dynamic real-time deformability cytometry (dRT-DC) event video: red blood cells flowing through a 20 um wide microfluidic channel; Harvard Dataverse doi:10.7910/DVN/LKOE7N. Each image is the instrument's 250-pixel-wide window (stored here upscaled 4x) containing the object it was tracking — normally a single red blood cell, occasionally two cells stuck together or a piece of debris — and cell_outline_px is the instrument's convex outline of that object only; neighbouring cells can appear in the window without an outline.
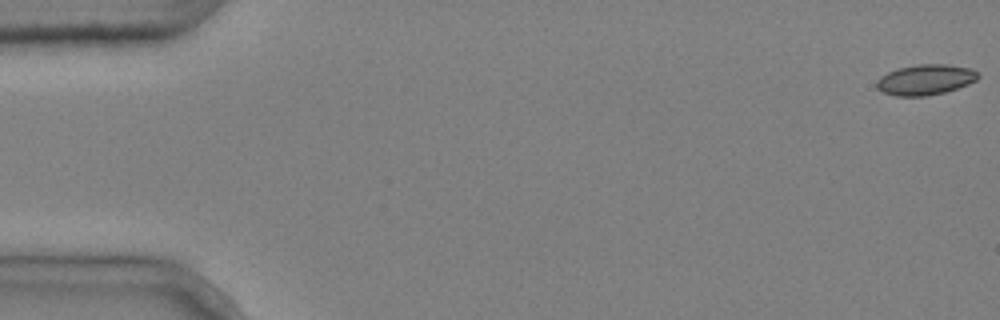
{"species": "common noctule bat (a hibernating species)", "species_latin": "Nyctalus noctula", "temperature_condition": "cold", "stored_images_in_passage": 6, "camera_frame_rate_fps": 3000, "um_per_image_px": 0.085, "animal": {"sex": "male", "body_mass_g": 20.4}, "frame": {"image": 1, "passage_image": 1, "time_ms": 0.0, "image_size_px": [1000, 320], "cell_outline_px": [[980, 76], [976, 80], [968, 84], [944, 92], [924, 96], [896, 96], [884, 92], [876, 88], [876, 80], [880, 76], [896, 68], [920, 64], [944, 64], [972, 68]], "centroid_in_image_um": [78.63, 6.76], "position_along_channel_um": 6.4, "area_um2": 17.98}}
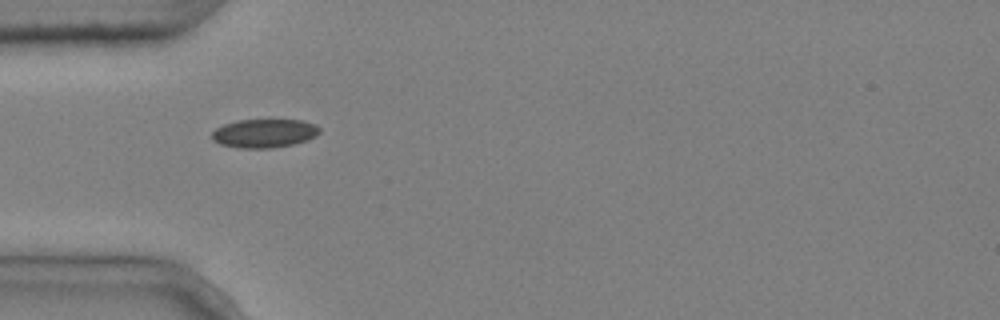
{"frame": {"image": 2, "passage_image": 5, "time_ms": 1.333, "image_size_px": [1000, 320], "cell_outline_px": [[320, 132], [316, 136], [308, 140], [292, 144], [272, 148], [240, 148], [220, 144], [212, 140], [212, 132], [216, 128], [224, 124], [236, 120], [268, 116], [300, 120], [316, 124], [320, 128]], "centroid_in_image_um": [22.48, 11.27], "position_along_channel_um": 62.5, "area_um2": 18.96}}